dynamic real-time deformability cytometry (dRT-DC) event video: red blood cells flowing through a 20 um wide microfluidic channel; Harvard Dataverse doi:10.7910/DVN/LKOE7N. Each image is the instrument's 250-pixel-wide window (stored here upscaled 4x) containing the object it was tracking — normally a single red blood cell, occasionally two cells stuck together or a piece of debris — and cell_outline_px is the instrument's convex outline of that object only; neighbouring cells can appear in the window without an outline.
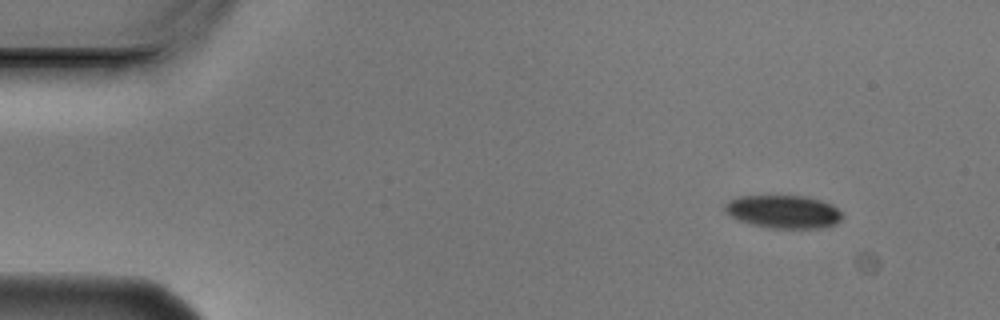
{"species": "Egyptian fruit bat (a non-hibernating species)", "species_latin": "Rousettus aegyptiacus", "temperature_condition": "cold", "stored_images_in_passage": 4, "camera_frame_rate_fps": 3000, "um_per_image_px": 0.085, "animal": {"sex": "male"}, "frame": {"image": 1, "passage_image": 1, "time_ms": 0.0, "image_size_px": [1000, 320], "cell_outline_px": [[844, 216], [836, 224], [820, 228], [772, 228], [752, 224], [736, 220], [724, 212], [724, 204], [728, 200], [736, 196], [804, 196], [820, 200], [832, 204]], "centroid_in_image_um": [66.55, 17.99], "position_along_channel_um": 18.4, "area_um2": 22.77}}
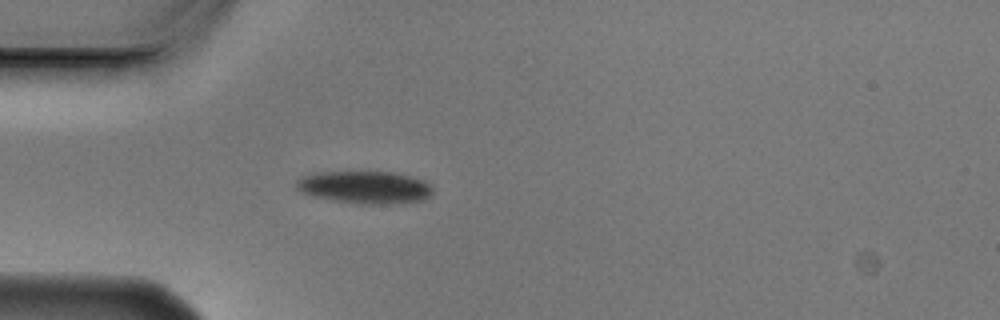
{"frame": {"image": 2, "passage_image": 4, "time_ms": 1.0, "image_size_px": [1000, 320], "cell_outline_px": [[432, 192], [424, 200], [380, 204], [360, 204], [312, 196], [300, 192], [296, 188], [296, 180], [312, 172], [396, 172], [412, 176], [424, 180], [432, 188]], "centroid_in_image_um": [30.99, 15.9], "position_along_channel_um": 54.0, "area_um2": 25.78}}